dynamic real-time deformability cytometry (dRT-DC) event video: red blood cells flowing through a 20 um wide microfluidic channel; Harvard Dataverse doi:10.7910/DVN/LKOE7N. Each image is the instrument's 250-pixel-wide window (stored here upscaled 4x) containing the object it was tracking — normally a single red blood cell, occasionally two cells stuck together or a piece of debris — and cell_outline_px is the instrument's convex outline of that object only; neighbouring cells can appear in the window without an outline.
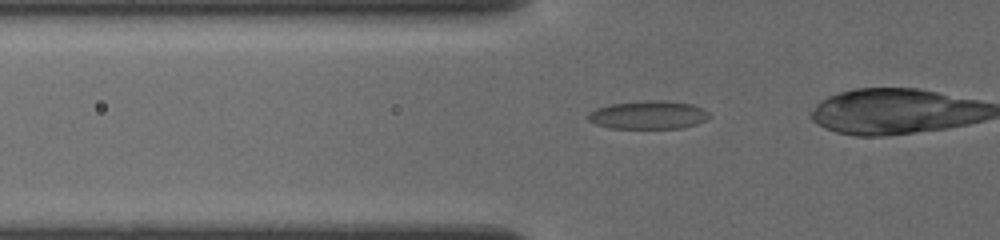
{"species": "common noctule bat (a hibernating species)", "species_latin": "Nyctalus noctula", "temperature_condition": "cold", "stored_images_in_passage": 32, "camera_frame_rate_fps": 3000, "um_per_image_px": 0.085, "animal": {"sex": "female", "body_mass_g": 19.5, "forearm_length_mm": 54.1}, "frame": {"image": 1, "passage_image": 4, "time_ms": 1.0, "image_size_px": [1000, 240], "cell_outline_px": [[708, 116], [704, 120], [696, 124], [680, 128], [612, 128], [596, 124], [588, 120], [588, 112], [596, 108], [608, 104], [648, 100], [660, 100], [692, 104], [704, 108], [708, 112]], "centroid_in_image_um": [55.08, 9.76], "position_along_channel_um": 70.7, "area_um2": 19.88}}
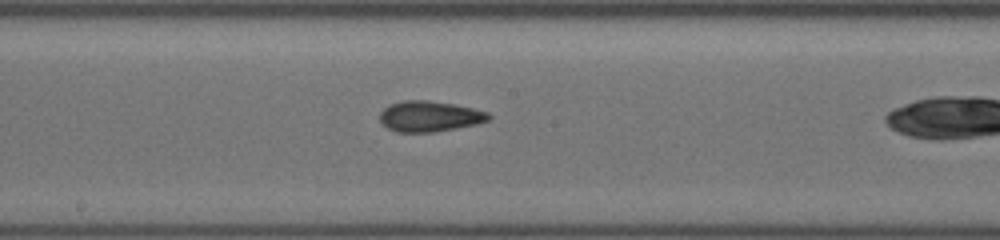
{"frame": {"image": 2, "passage_image": 17, "time_ms": 4.667, "image_size_px": [1000, 240], "cell_outline_px": [[492, 116], [488, 120], [476, 124], [432, 132], [396, 132], [388, 128], [380, 120], [380, 112], [388, 104], [404, 100], [428, 100], [456, 104], [488, 112]], "centroid_in_image_um": [36.5, 9.87], "position_along_channel_um": 211.7, "area_um2": 19.42}}
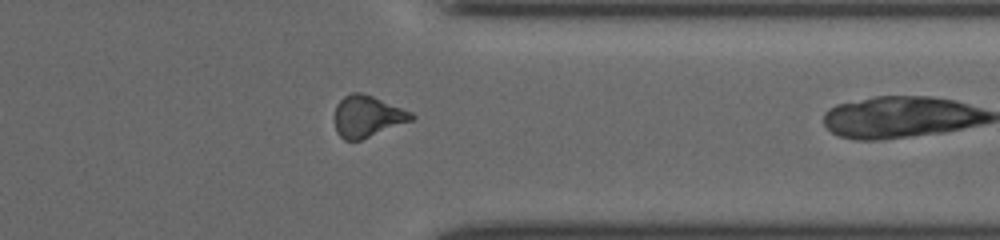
{"frame": {"image": 3, "passage_image": 30, "time_ms": 9.0, "image_size_px": [1000, 240], "cell_outline_px": [[416, 116], [412, 120], [360, 140], [344, 140], [336, 132], [336, 104], [344, 96], [352, 92], [360, 92], [372, 96], [412, 112]], "centroid_in_image_um": [31.22, 9.88], "position_along_channel_um": 380.2, "area_um2": 18.26}}